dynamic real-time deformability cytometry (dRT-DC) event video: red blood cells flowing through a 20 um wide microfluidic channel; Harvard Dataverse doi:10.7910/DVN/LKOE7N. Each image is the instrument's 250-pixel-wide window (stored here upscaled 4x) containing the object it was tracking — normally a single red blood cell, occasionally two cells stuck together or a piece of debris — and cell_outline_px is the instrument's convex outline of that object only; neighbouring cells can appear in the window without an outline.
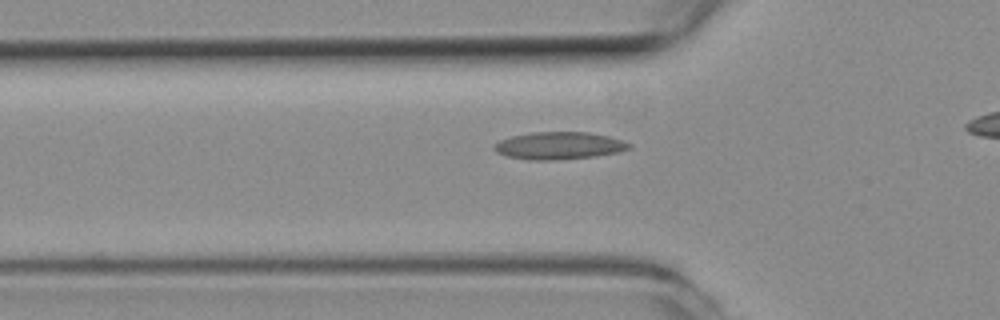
{"species": "common noctule bat (a hibernating species)", "species_latin": "Nyctalus noctula", "temperature_condition": "room temperature", "stored_images_in_passage": 32, "camera_frame_rate_fps": 3000, "um_per_image_px": 0.085, "animal": {"sex": "female", "body_mass_g": 19.3, "forearm_length_mm": 54.1}, "frame": {"image": 1, "passage_image": 6, "time_ms": 1.667, "image_size_px": [1000, 320], "cell_outline_px": [[632, 148], [616, 152], [596, 156], [556, 160], [528, 160], [508, 156], [496, 152], [492, 148], [500, 140], [512, 136], [532, 132], [588, 132], [608, 136], [624, 140], [632, 144]], "centroid_in_image_um": [47.54, 12.38], "position_along_channel_um": 78.3, "area_um2": 21.56}}
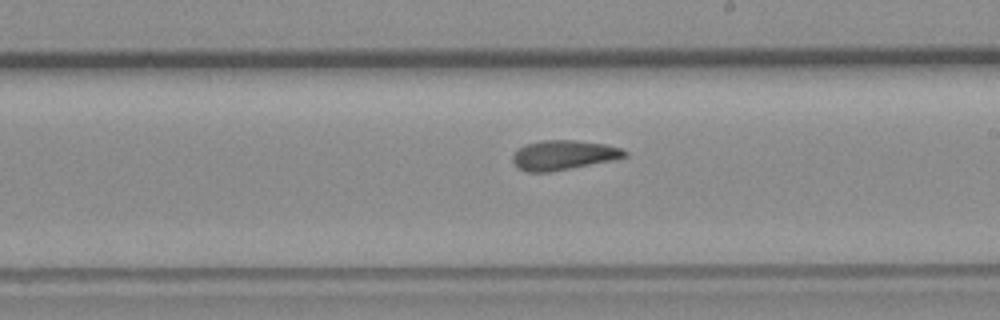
{"frame": {"image": 2, "passage_image": 19, "time_ms": 6.0, "image_size_px": [1000, 320], "cell_outline_px": [[628, 156], [612, 160], [552, 172], [528, 172], [520, 168], [512, 160], [512, 156], [520, 148], [528, 144], [540, 140], [572, 140], [604, 144], [620, 148], [628, 152]], "centroid_in_image_um": [47.92, 13.18], "position_along_channel_um": 241.1, "area_um2": 19.07}}
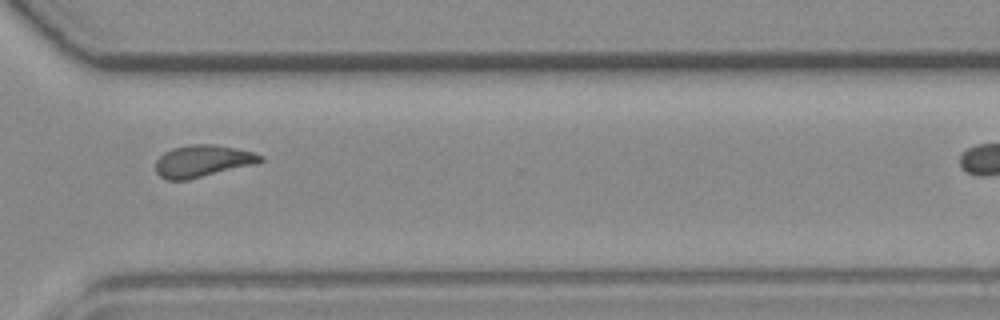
{"frame": {"image": 3, "passage_image": 28, "time_ms": 9.0, "image_size_px": [1000, 320], "cell_outline_px": [[264, 160], [256, 164], [188, 180], [168, 180], [160, 176], [156, 172], [156, 160], [164, 152], [172, 148], [192, 144], [216, 144], [236, 148], [252, 152], [264, 156]], "centroid_in_image_um": [17.23, 13.69], "position_along_channel_um": 353.4, "area_um2": 19.65}}